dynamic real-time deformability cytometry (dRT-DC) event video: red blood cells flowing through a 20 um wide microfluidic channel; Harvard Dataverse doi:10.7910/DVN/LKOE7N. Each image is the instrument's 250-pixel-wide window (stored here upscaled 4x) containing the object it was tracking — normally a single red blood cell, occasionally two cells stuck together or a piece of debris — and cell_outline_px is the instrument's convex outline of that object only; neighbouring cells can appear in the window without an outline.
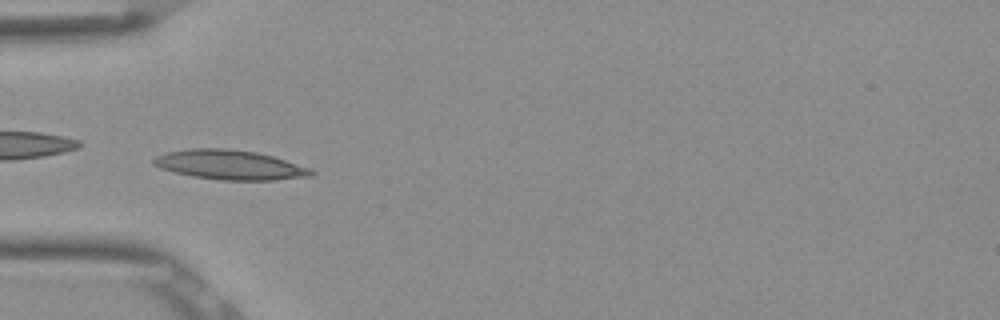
{"species": "Egyptian fruit bat (a non-hibernating species)", "species_latin": "Rousettus aegyptiacus", "temperature_condition": "room temperature", "stored_images_in_passage": 9, "camera_frame_rate_fps": 3000, "um_per_image_px": 0.085, "frame": {"image": 1, "passage_image": 3, "time_ms": 0.667, "image_size_px": [1000, 320], "cell_outline_px": [[316, 172], [312, 176], [276, 180], [220, 180], [192, 176], [160, 168], [152, 164], [152, 160], [156, 156], [168, 152], [192, 148], [228, 148], [256, 152], [272, 156], [312, 168]], "centroid_in_image_um": [19.57, 14.01], "position_along_channel_um": 65.4, "area_um2": 27.22}}
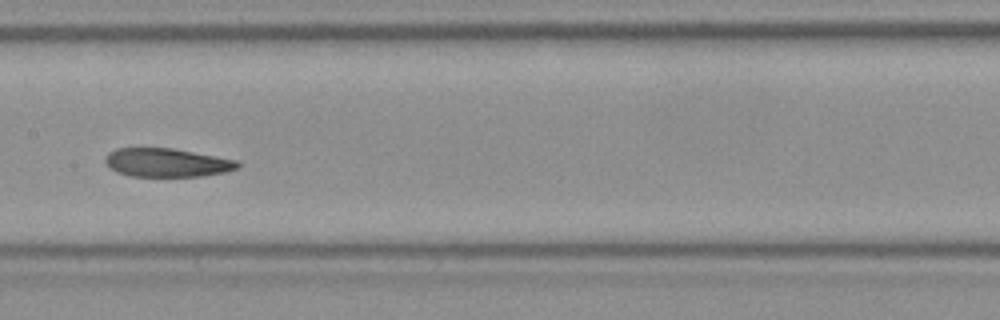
{"frame": {"image": 2, "passage_image": 6, "time_ms": 1.667, "image_size_px": [1000, 320], "cell_outline_px": [[240, 164], [236, 168], [224, 172], [200, 176], [132, 176], [116, 172], [104, 160], [104, 156], [108, 152], [116, 148], [172, 148], [216, 156], [236, 160]], "centroid_in_image_um": [14.14, 13.81], "position_along_channel_um": 193.3, "area_um2": 21.85}}
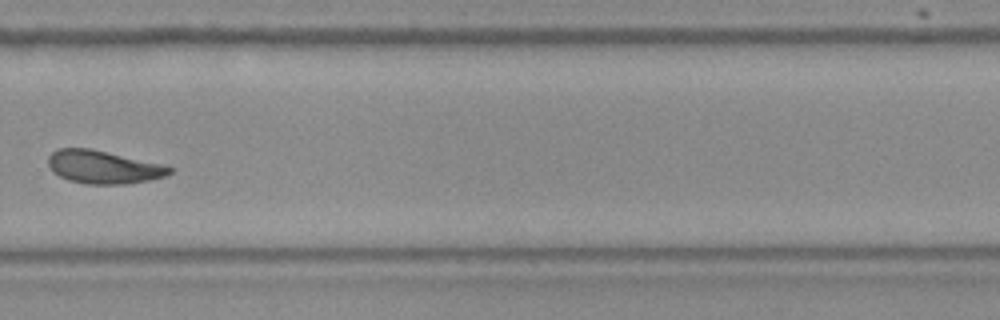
{"frame": {"image": 3, "passage_image": 9, "time_ms": 2.667, "image_size_px": [1000, 320], "cell_outline_px": [[172, 172], [164, 176], [148, 180], [124, 184], [88, 184], [68, 180], [52, 172], [48, 164], [48, 156], [56, 148], [88, 148], [164, 164], [172, 168]], "centroid_in_image_um": [8.75, 14.19], "position_along_channel_um": 321.0, "area_um2": 23.29}}